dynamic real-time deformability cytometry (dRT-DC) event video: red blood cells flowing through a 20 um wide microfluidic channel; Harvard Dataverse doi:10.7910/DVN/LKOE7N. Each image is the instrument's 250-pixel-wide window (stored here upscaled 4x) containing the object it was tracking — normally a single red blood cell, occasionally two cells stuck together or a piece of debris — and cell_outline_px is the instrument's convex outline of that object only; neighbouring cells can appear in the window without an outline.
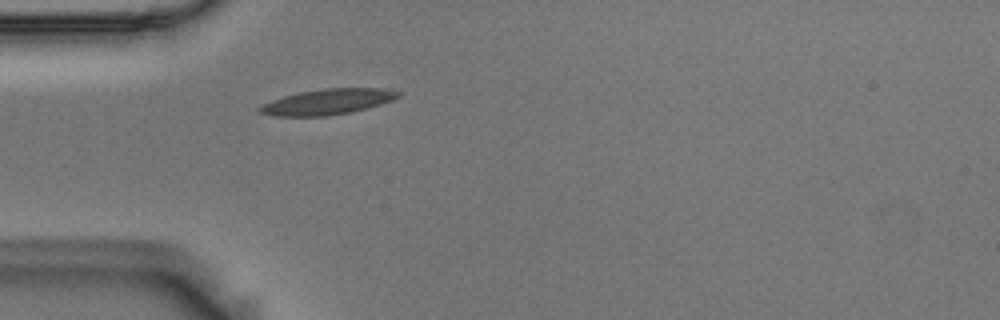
{"species": "Egyptian fruit bat (a non-hibernating species)", "species_latin": "Rousettus aegyptiacus", "temperature_condition": "room temperature", "stored_images_in_passage": 40, "camera_frame_rate_fps": 3000, "um_per_image_px": 0.085, "animal": {"sex": "male"}, "frame": {"image": 1, "passage_image": 1, "time_ms": 0.0, "image_size_px": [1000, 320], "cell_outline_px": [[400, 96], [392, 100], [380, 104], [352, 112], [324, 116], [272, 116], [256, 112], [256, 108], [272, 100], [284, 96], [300, 92], [324, 88], [380, 88], [400, 92]], "centroid_in_image_um": [27.8, 8.66], "position_along_channel_um": 57.2, "area_um2": 20.58}}
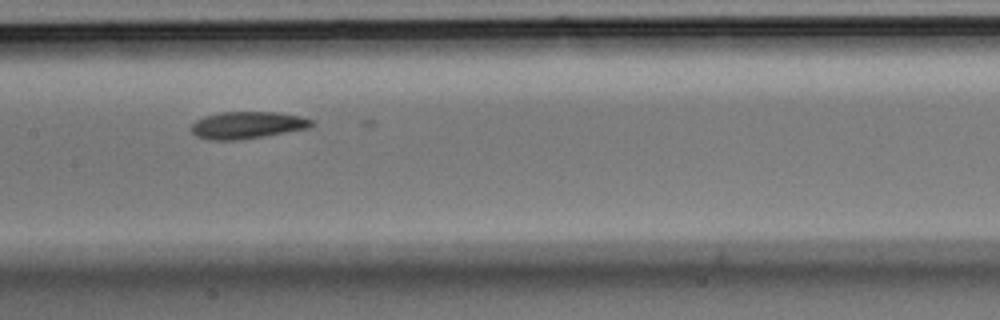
{"frame": {"image": 2, "passage_image": 12, "time_ms": 3.667, "image_size_px": [1000, 320], "cell_outline_px": [[316, 124], [308, 128], [264, 136], [240, 140], [208, 140], [196, 136], [192, 132], [192, 124], [196, 120], [204, 116], [220, 112], [276, 112], [300, 116], [316, 120]], "centroid_in_image_um": [21.04, 10.63], "position_along_channel_um": 186.4, "area_um2": 19.13}}
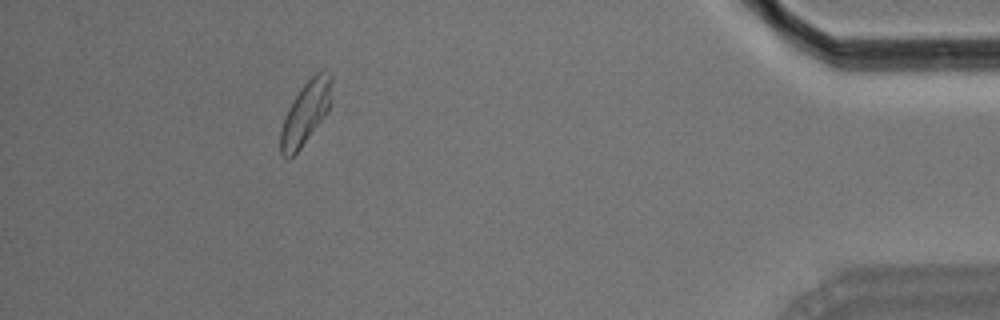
{"frame": {"image": 3, "passage_image": 35, "time_ms": 11.333, "image_size_px": [1000, 320], "cell_outline_px": [[332, 80], [328, 112], [300, 148], [288, 160], [280, 152], [280, 132], [284, 116], [292, 100], [300, 88], [316, 72], [328, 72], [332, 76]], "centroid_in_image_um": [25.95, 9.6], "position_along_channel_um": 409.2, "area_um2": 18.55}}